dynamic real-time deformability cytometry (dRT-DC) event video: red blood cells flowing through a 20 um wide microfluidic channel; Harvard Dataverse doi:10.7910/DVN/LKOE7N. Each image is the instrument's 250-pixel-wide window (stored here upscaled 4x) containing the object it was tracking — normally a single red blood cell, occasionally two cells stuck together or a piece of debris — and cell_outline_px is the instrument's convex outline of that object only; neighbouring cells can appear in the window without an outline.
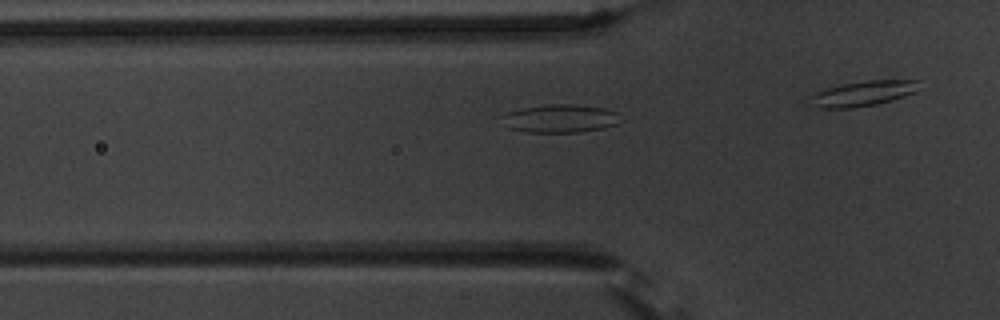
{"species": "common noctule bat (a hibernating species)", "species_latin": "Nyctalus noctula", "temperature_condition": "warm", "stored_images_in_passage": 8, "camera_frame_rate_fps": 3000, "um_per_image_px": 0.085, "animal": {"sex": "male", "body_mass_g": 20.1, "forearm_length_mm": 53.5}, "frame": {"image": 1, "passage_image": 4, "time_ms": 1.0, "image_size_px": [1000, 320], "cell_outline_px": [[620, 112], [616, 124], [604, 128], [580, 132], [528, 132], [508, 128], [500, 116], [504, 112], [524, 108], [548, 104], [572, 104], [604, 108]], "centroid_in_image_um": [47.59, 10.07], "position_along_channel_um": 78.2, "area_um2": 19.48}}